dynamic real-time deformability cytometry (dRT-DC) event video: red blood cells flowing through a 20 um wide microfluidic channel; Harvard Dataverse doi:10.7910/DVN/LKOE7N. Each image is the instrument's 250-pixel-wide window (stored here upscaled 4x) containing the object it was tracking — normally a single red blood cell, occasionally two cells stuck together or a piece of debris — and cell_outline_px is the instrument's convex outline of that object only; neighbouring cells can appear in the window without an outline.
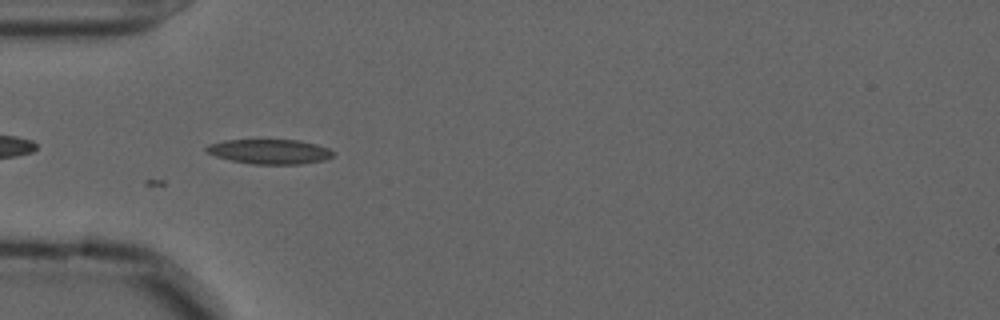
{"species": "common noctule bat (a hibernating species)", "species_latin": "Nyctalus noctula", "temperature_condition": "cold", "stored_images_in_passage": 4, "camera_frame_rate_fps": 3000, "um_per_image_px": 0.085, "animal": {"sex": "male", "forearm_length_mm": 52.5}, "frame": {"image": 1, "passage_image": 1, "time_ms": 0.0, "image_size_px": [1000, 320], "cell_outline_px": [[336, 152], [332, 156], [324, 160], [300, 164], [252, 164], [232, 160], [216, 156], [208, 152], [204, 148], [208, 144], [224, 140], [300, 140], [316, 144], [328, 148]], "centroid_in_image_um": [22.94, 12.88], "position_along_channel_um": 62.1, "area_um2": 18.21}}